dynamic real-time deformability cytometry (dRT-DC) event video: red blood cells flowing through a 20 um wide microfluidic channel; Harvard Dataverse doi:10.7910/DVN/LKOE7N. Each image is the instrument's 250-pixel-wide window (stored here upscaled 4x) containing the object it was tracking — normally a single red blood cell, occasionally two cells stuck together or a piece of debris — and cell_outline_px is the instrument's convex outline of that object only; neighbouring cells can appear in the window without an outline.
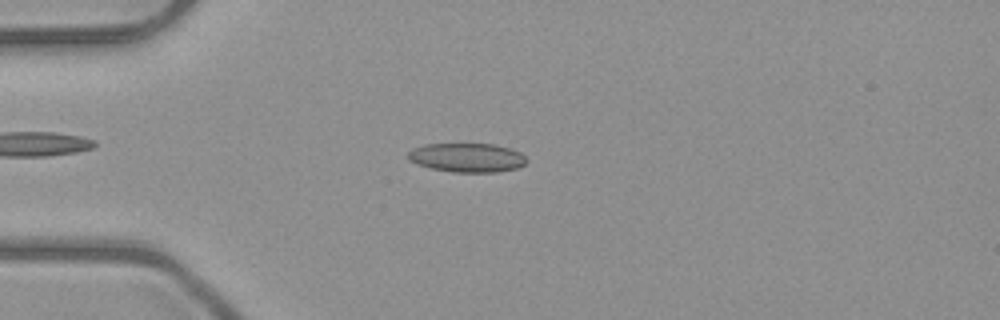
{"species": "common noctule bat (a hibernating species)", "species_latin": "Nyctalus noctula", "temperature_condition": "room temperature", "stored_images_in_passage": 51, "camera_frame_rate_fps": 3000, "um_per_image_px": 0.085, "animal": {"sex": "male", "body_mass_g": 23.1, "forearm_length_mm": 52.7}, "frame": {"image": 1, "passage_image": 13, "time_ms": 4.0, "image_size_px": [1000, 320], "cell_outline_px": [[528, 160], [524, 164], [516, 168], [496, 172], [452, 172], [432, 168], [416, 164], [408, 160], [408, 152], [412, 148], [424, 144], [496, 144], [512, 148], [520, 152]], "centroid_in_image_um": [39.69, 13.39], "position_along_channel_um": 45.3, "area_um2": 20.17}}
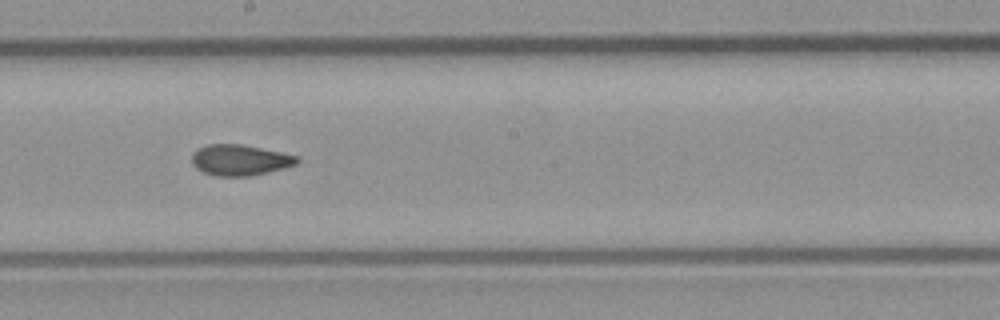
{"frame": {"image": 2, "passage_image": 28, "time_ms": 9.0, "image_size_px": [1000, 320], "cell_outline_px": [[300, 160], [296, 164], [248, 176], [216, 176], [204, 172], [196, 168], [192, 164], [192, 152], [196, 148], [208, 144], [240, 144], [300, 156]], "centroid_in_image_um": [20.34, 13.59], "position_along_channel_um": 227.9, "area_um2": 18.73}}
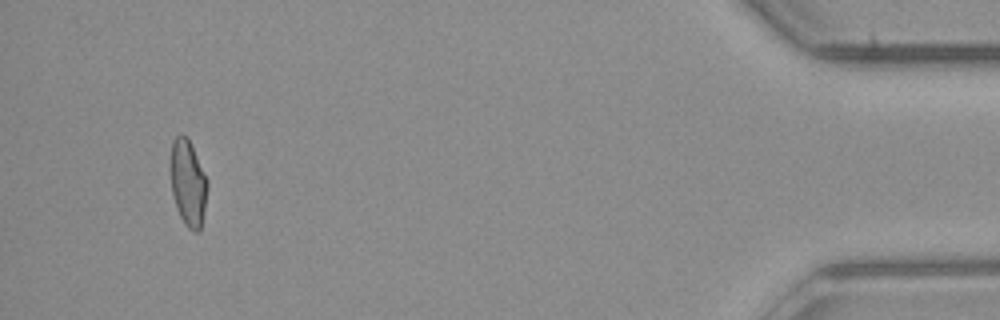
{"frame": {"image": 3, "passage_image": 48, "time_ms": 15.667, "image_size_px": [1000, 320], "cell_outline_px": [[208, 188], [200, 232], [192, 232], [184, 224], [176, 208], [172, 192], [168, 168], [168, 164], [172, 140], [176, 136], [188, 136], [208, 180]], "centroid_in_image_um": [15.95, 15.53], "position_along_channel_um": 419.2, "area_um2": 19.19}, "authors_computed_cell_mechanics": {"area_um2": 19.1318, "velocity_mm_per_s": 4.0367, "shape_relaxation_time_tau1_ms": null, "shape_relaxation_time_tau2_ms": 1.6744, "deformation_change_tau1": null, "deformation_change_tau2": 0.0728}}